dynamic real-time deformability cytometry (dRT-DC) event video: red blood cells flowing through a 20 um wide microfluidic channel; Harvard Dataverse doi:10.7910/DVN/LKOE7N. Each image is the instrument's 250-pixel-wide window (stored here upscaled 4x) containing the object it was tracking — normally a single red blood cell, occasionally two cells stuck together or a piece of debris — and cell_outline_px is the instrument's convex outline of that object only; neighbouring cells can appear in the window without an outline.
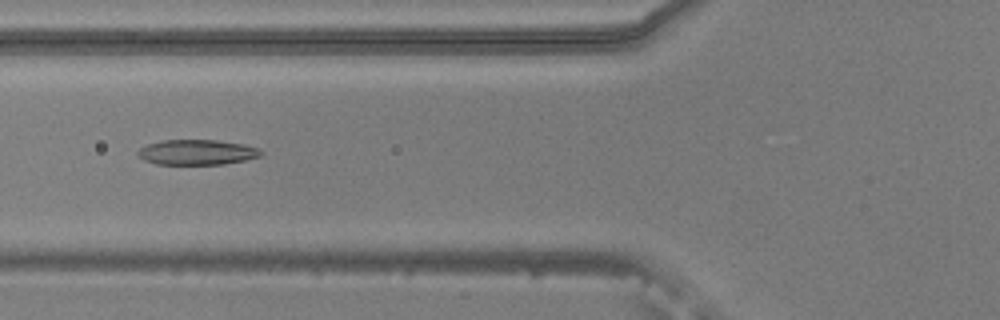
{"species": "common noctule bat (a hibernating species)", "species_latin": "Nyctalus noctula", "temperature_condition": "warm", "stored_images_in_passage": 7, "camera_frame_rate_fps": 3000, "um_per_image_px": 0.085, "animal": {"sex": "male", "body_mass_g": 20.5, "forearm_length_mm": 52.5}, "frame": {"image": 1, "passage_image": 5, "time_ms": 1.333, "image_size_px": [1000, 320], "cell_outline_px": [[264, 152], [260, 156], [244, 160], [224, 164], [156, 164], [144, 160], [136, 156], [136, 152], [140, 148], [148, 144], [160, 140], [216, 140], [244, 144], [260, 148]], "centroid_in_image_um": [16.73, 12.94], "position_along_channel_um": 109.1, "area_um2": 18.21}}